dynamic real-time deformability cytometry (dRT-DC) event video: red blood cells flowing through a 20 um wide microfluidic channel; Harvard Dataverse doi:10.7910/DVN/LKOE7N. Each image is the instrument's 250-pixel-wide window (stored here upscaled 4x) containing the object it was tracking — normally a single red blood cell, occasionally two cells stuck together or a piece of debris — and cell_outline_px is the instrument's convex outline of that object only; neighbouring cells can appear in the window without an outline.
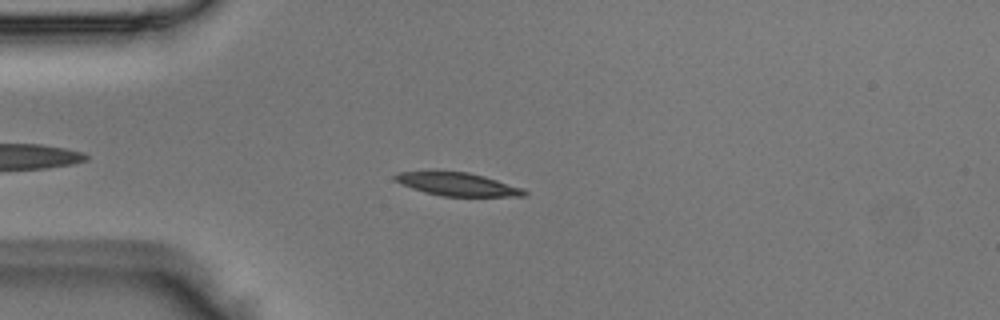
{"species": "Egyptian fruit bat (a non-hibernating species)", "species_latin": "Rousettus aegyptiacus", "temperature_condition": "room temperature", "stored_images_in_passage": 44, "camera_frame_rate_fps": 3000, "um_per_image_px": 0.085, "animal": {"sex": "male"}, "frame": {"image": 1, "passage_image": 7, "time_ms": 2.0, "image_size_px": [1000, 320], "cell_outline_px": [[528, 196], [440, 196], [424, 192], [412, 188], [396, 180], [392, 176], [400, 172], [432, 168], [468, 172], [484, 176], [524, 188], [528, 192]], "centroid_in_image_um": [38.85, 15.61], "position_along_channel_um": 46.2, "area_um2": 18.15}}
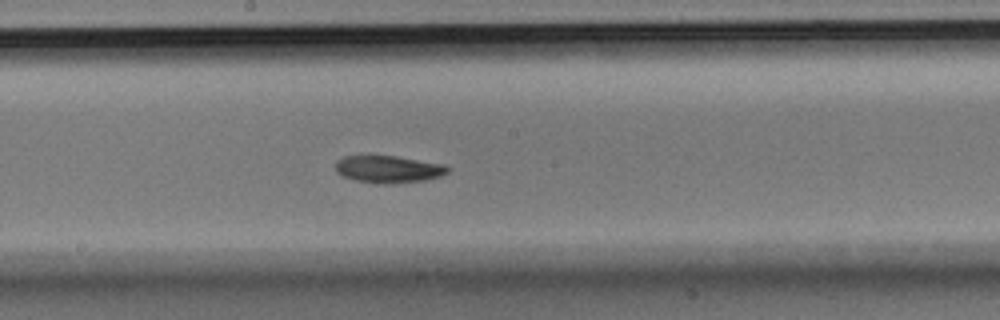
{"frame": {"image": 2, "passage_image": 21, "time_ms": 6.667, "image_size_px": [1000, 320], "cell_outline_px": [[452, 168], [448, 172], [440, 176], [424, 180], [388, 184], [376, 184], [356, 180], [344, 176], [336, 172], [336, 160], [344, 156], [396, 156], [444, 164]], "centroid_in_image_um": [33.03, 14.38], "position_along_channel_um": 215.2, "area_um2": 17.8}}
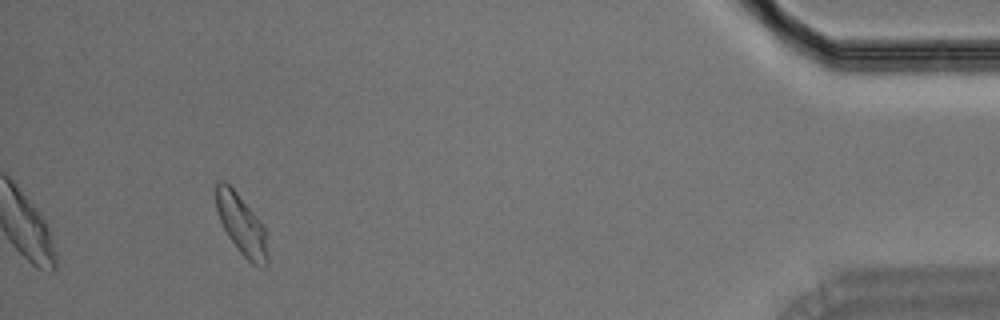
{"frame": {"image": 3, "passage_image": 41, "time_ms": 13.333, "image_size_px": [1000, 320], "cell_outline_px": [[268, 264], [264, 268], [260, 268], [252, 264], [240, 252], [228, 236], [220, 220], [216, 208], [216, 184], [220, 180], [224, 180], [236, 192], [260, 220], [264, 228], [268, 256]], "centroid_in_image_um": [20.54, 19.14], "position_along_channel_um": 414.7, "area_um2": 17.92}}